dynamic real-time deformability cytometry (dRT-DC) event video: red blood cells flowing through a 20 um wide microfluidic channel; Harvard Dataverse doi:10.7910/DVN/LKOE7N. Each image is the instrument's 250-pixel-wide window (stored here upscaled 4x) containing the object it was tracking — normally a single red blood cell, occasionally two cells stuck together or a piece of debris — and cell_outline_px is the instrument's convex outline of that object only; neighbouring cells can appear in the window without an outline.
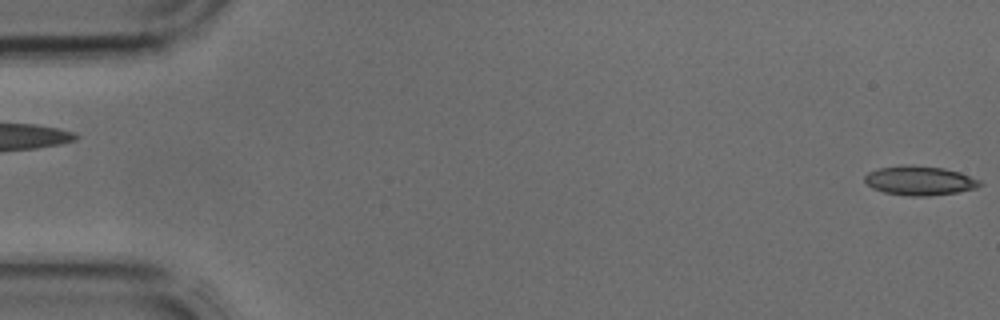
{"species": "common noctule bat (a hibernating species)", "species_latin": "Nyctalus noctula", "temperature_condition": "cold", "stored_images_in_passage": 8, "camera_frame_rate_fps": 3000, "um_per_image_px": 0.085, "animal": {"sex": "male", "body_mass_g": 17.9, "forearm_length_mm": 54.2}, "frame": {"image": 1, "passage_image": 1, "time_ms": 0.0, "image_size_px": [1000, 320], "cell_outline_px": [[984, 184], [976, 188], [956, 192], [928, 196], [908, 196], [884, 192], [872, 188], [864, 180], [864, 176], [868, 172], [880, 168], [912, 164], [944, 168], [960, 172], [980, 180]], "centroid_in_image_um": [78.18, 15.35], "position_along_channel_um": 6.8, "area_um2": 19.65}}